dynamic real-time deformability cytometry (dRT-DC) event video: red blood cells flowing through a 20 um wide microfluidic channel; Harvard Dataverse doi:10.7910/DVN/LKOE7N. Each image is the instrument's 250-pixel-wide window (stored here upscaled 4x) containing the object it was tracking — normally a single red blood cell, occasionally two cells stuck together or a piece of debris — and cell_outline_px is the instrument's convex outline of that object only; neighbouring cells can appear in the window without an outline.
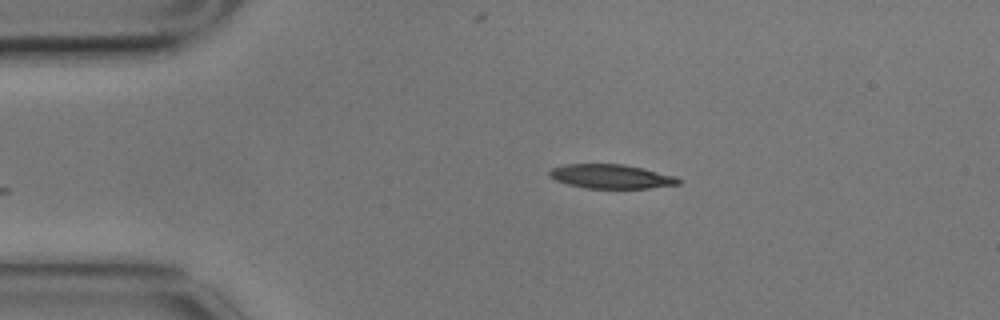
{"species": "common noctule bat (a hibernating species)", "species_latin": "Nyctalus noctula", "temperature_condition": "cold", "stored_images_in_passage": 3, "camera_frame_rate_fps": 3000, "um_per_image_px": 0.085, "animal": {"sex": "male", "body_mass_g": 17.9}, "frame": {"image": 1, "passage_image": 3, "time_ms": 0.667, "image_size_px": [1000, 320], "cell_outline_px": [[680, 184], [652, 188], [584, 188], [568, 184], [556, 180], [548, 176], [548, 172], [552, 168], [564, 164], [624, 164], [676, 176], [680, 180]], "centroid_in_image_um": [51.93, 15.0], "position_along_channel_um": 33.1, "area_um2": 18.15}}